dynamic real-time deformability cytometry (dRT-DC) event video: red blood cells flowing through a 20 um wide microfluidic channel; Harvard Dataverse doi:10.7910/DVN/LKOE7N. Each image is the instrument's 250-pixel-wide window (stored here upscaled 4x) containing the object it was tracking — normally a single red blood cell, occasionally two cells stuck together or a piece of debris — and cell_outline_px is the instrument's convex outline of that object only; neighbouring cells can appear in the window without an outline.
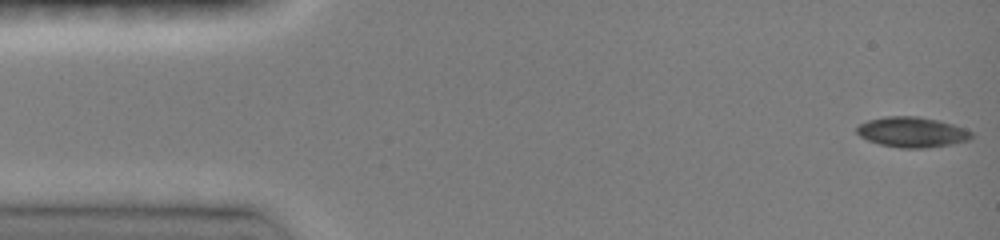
{"species": "common noctule bat (a hibernating species)", "species_latin": "Nyctalus noctula", "temperature_condition": "room temperature", "stored_images_in_passage": 47, "camera_frame_rate_fps": 3000, "um_per_image_px": 0.085, "animal": {"sex": "female", "body_mass_g": 19.0, "forearm_length_mm": 51.5}, "frame": {"image": 1, "passage_image": 1, "time_ms": 0.0, "image_size_px": [1000, 240], "cell_outline_px": [[976, 136], [968, 140], [952, 144], [924, 148], [900, 148], [880, 144], [868, 140], [860, 136], [856, 132], [856, 128], [860, 124], [868, 120], [884, 116], [920, 116], [940, 120], [964, 128], [972, 132]], "centroid_in_image_um": [77.55, 11.22], "position_along_channel_um": 7.5, "area_um2": 20.4}}
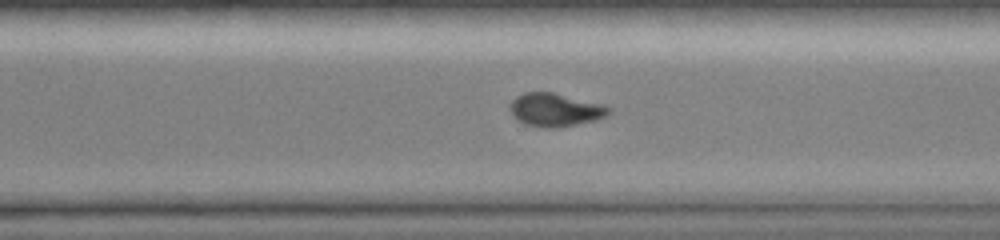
{"frame": {"image": 2, "passage_image": 33, "time_ms": 10.667, "image_size_px": [1000, 240], "cell_outline_px": [[612, 112], [608, 116], [596, 120], [552, 128], [544, 128], [524, 124], [516, 120], [512, 116], [512, 100], [516, 96], [524, 92], [552, 92], [604, 104], [612, 108]], "centroid_in_image_um": [47.23, 9.33], "position_along_channel_um": 323.4, "area_um2": 19.19}}
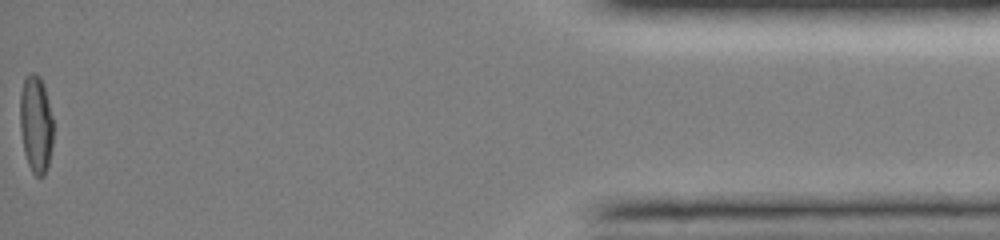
{"frame": {"image": 3, "passage_image": 47, "time_ms": 15.333, "image_size_px": [1000, 240], "cell_outline_px": [[52, 148], [48, 164], [44, 176], [36, 176], [32, 172], [28, 164], [24, 152], [20, 132], [20, 92], [24, 76], [28, 72], [36, 72], [40, 76], [44, 84], [52, 116]], "centroid_in_image_um": [3.03, 10.49], "position_along_channel_um": 432.2, "area_um2": 19.19}, "authors_computed_cell_mechanics": {"area_um2": 19.7676, "velocity_mm_per_s": 4.0741, "shape_relaxation_time_tau1_ms": 5.3798, "shape_relaxation_time_tau2_ms": null, "deformation_change_tau1": 0.1606, "deformation_change_tau2": null}}